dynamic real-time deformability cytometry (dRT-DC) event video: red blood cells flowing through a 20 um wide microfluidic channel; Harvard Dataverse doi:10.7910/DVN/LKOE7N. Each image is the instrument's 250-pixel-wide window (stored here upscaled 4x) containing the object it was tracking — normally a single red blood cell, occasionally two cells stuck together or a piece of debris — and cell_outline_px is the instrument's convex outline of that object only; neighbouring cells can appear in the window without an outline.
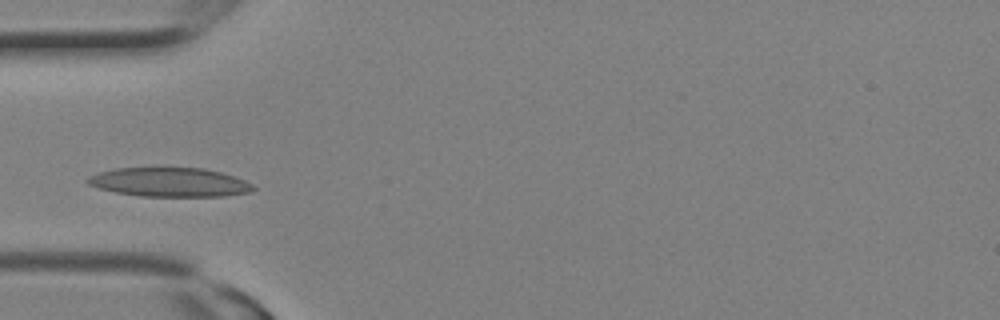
{"species": "Egyptian fruit bat (a non-hibernating species)", "species_latin": "Rousettus aegyptiacus", "temperature_condition": "room temperature", "stored_images_in_passage": 2, "camera_frame_rate_fps": 3000, "um_per_image_px": 0.085, "animal": {"sex": "female"}, "frame": {"image": 1, "passage_image": 2, "time_ms": 0.333, "image_size_px": [1000, 320], "cell_outline_px": [[256, 188], [248, 192], [224, 196], [140, 196], [116, 192], [100, 188], [88, 184], [84, 180], [88, 176], [96, 172], [116, 168], [204, 168], [236, 176], [252, 184]], "centroid_in_image_um": [14.39, 15.48], "position_along_channel_um": 70.6, "area_um2": 28.03}}